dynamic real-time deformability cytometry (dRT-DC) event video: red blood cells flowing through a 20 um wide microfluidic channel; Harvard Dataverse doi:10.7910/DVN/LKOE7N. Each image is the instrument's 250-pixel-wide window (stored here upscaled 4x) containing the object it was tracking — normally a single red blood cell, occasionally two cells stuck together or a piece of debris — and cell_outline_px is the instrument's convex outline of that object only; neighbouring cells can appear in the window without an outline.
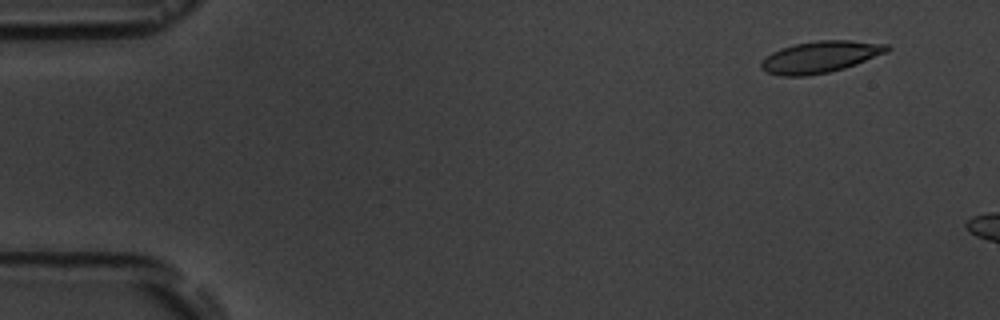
{"species": "common noctule bat (a hibernating species)", "species_latin": "Nyctalus noctula", "temperature_condition": "room temperature", "stored_images_in_passage": 4, "camera_frame_rate_fps": 3000, "um_per_image_px": 0.085, "animal": {"sex": "male", "body_mass_g": 19.5, "forearm_length_mm": 54.6}, "frame": {"image": 1, "passage_image": 2, "time_ms": 1.333, "image_size_px": [1000, 320], "cell_outline_px": [[892, 48], [888, 52], [856, 64], [844, 68], [828, 72], [808, 76], [780, 76], [768, 72], [760, 68], [760, 64], [772, 52], [780, 48], [796, 44], [820, 40], [852, 40], [888, 44]], "centroid_in_image_um": [69.76, 4.84], "position_along_channel_um": 15.2, "area_um2": 23.18}}